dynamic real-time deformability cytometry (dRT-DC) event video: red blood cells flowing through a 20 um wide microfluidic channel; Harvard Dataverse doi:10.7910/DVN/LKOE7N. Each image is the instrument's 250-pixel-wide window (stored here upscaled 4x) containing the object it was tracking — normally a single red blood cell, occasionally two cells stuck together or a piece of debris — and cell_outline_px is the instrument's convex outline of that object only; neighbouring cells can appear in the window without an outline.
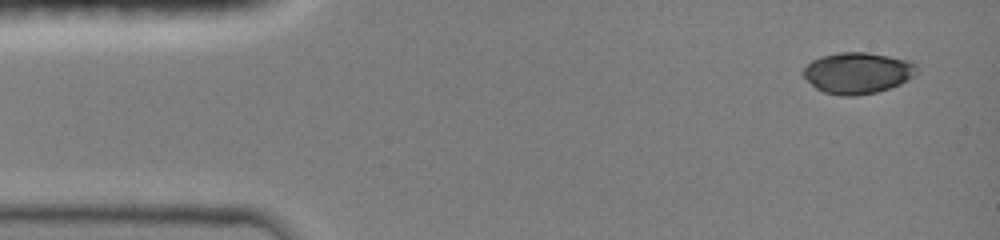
{"species": "common noctule bat (a hibernating species)", "species_latin": "Nyctalus noctula", "temperature_condition": "room temperature", "stored_images_in_passage": 18, "camera_frame_rate_fps": 3000, "um_per_image_px": 0.085, "animal": {"sex": "female", "body_mass_g": 19.0, "forearm_length_mm": 51.5}, "frame": {"image": 1, "passage_image": 1, "time_ms": 0.0, "image_size_px": [1000, 240], "cell_outline_px": [[920, 72], [900, 84], [876, 92], [856, 96], [844, 96], [824, 92], [816, 88], [800, 72], [812, 60], [820, 56], [836, 52], [868, 52], [908, 60], [916, 64], [920, 68]], "centroid_in_image_um": [72.91, 6.19], "position_along_channel_um": 12.1, "area_um2": 27.46}}
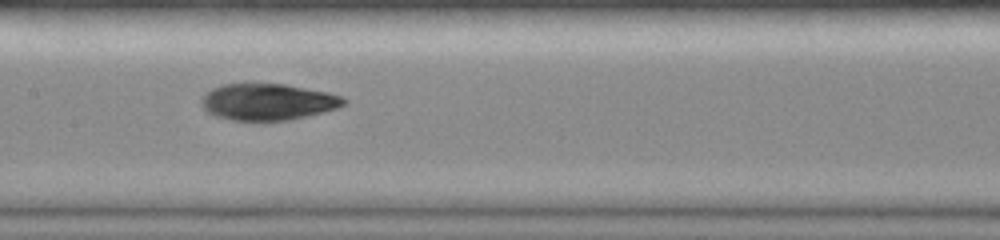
{"frame": {"image": 2, "passage_image": 8, "time_ms": 6.667, "image_size_px": [1000, 240], "cell_outline_px": [[348, 100], [340, 108], [324, 112], [288, 120], [232, 120], [216, 116], [208, 112], [200, 104], [200, 100], [212, 88], [224, 84], [244, 80], [284, 84], [328, 92], [340, 96]], "centroid_in_image_um": [22.74, 8.61], "position_along_channel_um": 184.7, "area_um2": 30.98}}
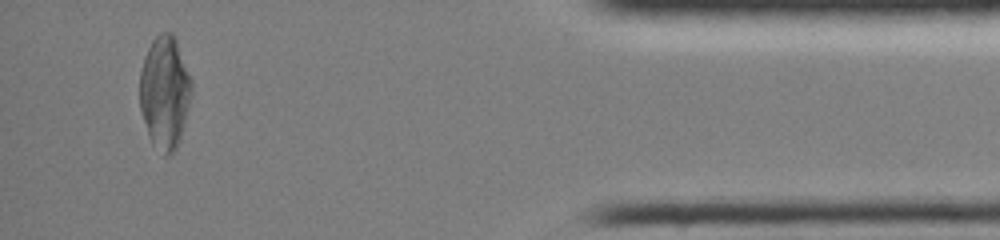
{"frame": {"image": 3, "passage_image": 16, "time_ms": 13.667, "image_size_px": [1000, 240], "cell_outline_px": [[192, 92], [180, 140], [176, 148], [168, 156], [164, 156], [152, 144], [140, 112], [140, 68], [144, 56], [152, 40], [160, 32], [172, 32], [176, 40], [192, 80]], "centroid_in_image_um": [13.99, 7.85], "position_along_channel_um": 421.2, "area_um2": 34.22}}